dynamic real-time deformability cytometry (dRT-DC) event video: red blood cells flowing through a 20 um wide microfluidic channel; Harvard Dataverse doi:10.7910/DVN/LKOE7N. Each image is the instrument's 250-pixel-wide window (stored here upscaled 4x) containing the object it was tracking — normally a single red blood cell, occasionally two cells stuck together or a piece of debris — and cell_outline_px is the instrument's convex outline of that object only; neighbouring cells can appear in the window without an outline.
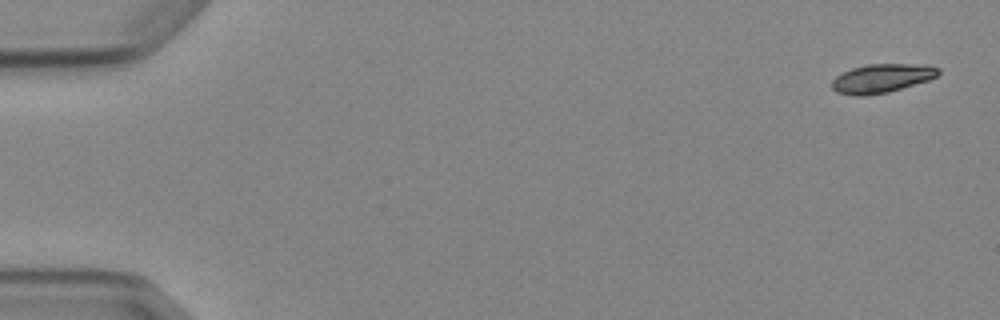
{"species": "Egyptian fruit bat (a non-hibernating species)", "species_latin": "Rousettus aegyptiacus", "temperature_condition": "cold", "stored_images_in_passage": 5, "camera_frame_rate_fps": 3000, "um_per_image_px": 0.085, "animal": {"sex": "female"}, "frame": {"image": 1, "passage_image": 1, "time_ms": 0.0, "image_size_px": [1000, 320], "cell_outline_px": [[940, 72], [936, 76], [928, 80], [888, 92], [868, 96], [852, 96], [836, 92], [832, 88], [832, 80], [836, 76], [852, 68], [868, 64], [928, 64], [940, 68]], "centroid_in_image_um": [74.95, 6.66], "position_along_channel_um": 10.1, "area_um2": 17.98}}
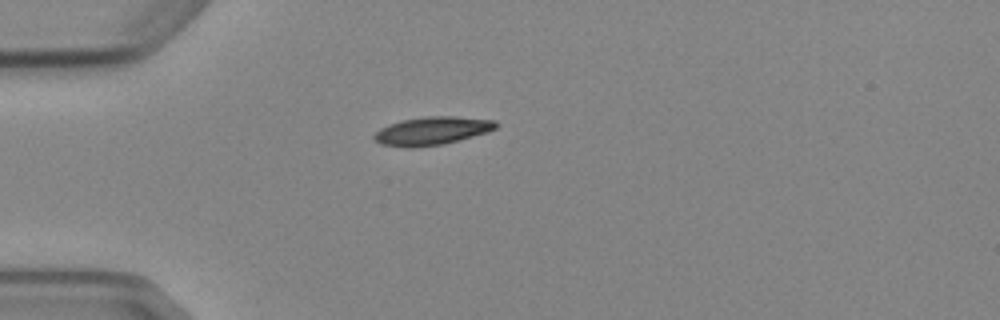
{"frame": {"image": 2, "passage_image": 5, "time_ms": 4.333, "image_size_px": [1000, 320], "cell_outline_px": [[500, 124], [496, 128], [488, 132], [460, 140], [444, 144], [412, 148], [404, 148], [380, 144], [372, 136], [380, 128], [388, 124], [404, 120], [424, 116], [456, 116], [496, 120]], "centroid_in_image_um": [36.74, 11.12], "position_along_channel_um": 48.3, "area_um2": 20.29}}